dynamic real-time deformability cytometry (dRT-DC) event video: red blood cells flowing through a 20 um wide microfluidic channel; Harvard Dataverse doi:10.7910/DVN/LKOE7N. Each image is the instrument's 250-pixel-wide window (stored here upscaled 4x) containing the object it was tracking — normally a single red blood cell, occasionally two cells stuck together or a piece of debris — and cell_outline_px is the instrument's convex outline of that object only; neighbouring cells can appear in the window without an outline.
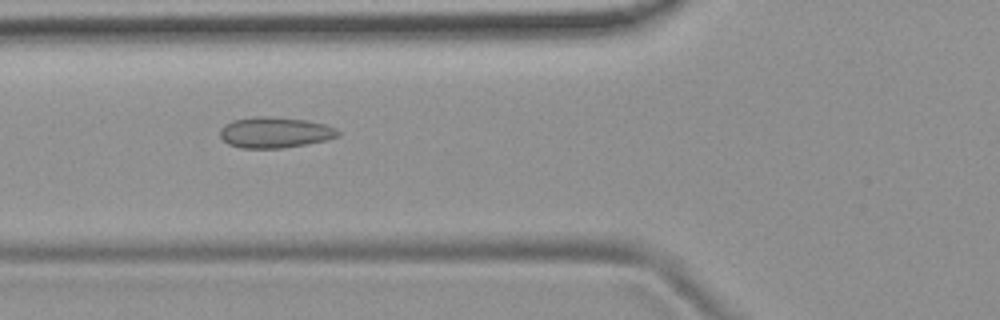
{"species": "common noctule bat (a hibernating species)", "species_latin": "Nyctalus noctula", "temperature_condition": "room temperature", "stored_images_in_passage": 4, "camera_frame_rate_fps": 3000, "um_per_image_px": 0.085, "animal": {"sex": "female", "body_mass_g": 19.9}, "frame": {"image": 1, "passage_image": 2, "time_ms": 1.0, "image_size_px": [1000, 320], "cell_outline_px": [[340, 136], [324, 140], [284, 148], [240, 148], [228, 144], [220, 136], [220, 128], [224, 124], [232, 120], [252, 116], [272, 116], [308, 120], [324, 124], [336, 128], [340, 132]], "centroid_in_image_um": [23.34, 11.24], "position_along_channel_um": 102.5, "area_um2": 21.39}}
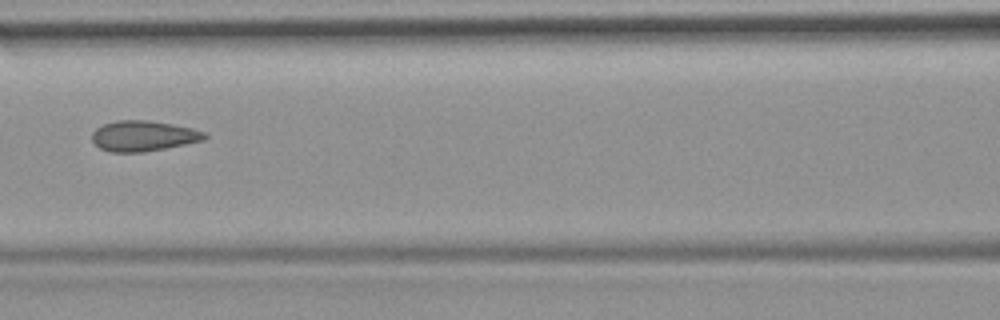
{"frame": {"image": 2, "passage_image": 3, "time_ms": 2.333, "image_size_px": [1000, 320], "cell_outline_px": [[208, 136], [204, 140], [144, 152], [112, 152], [100, 148], [92, 140], [92, 132], [96, 128], [104, 124], [116, 120], [148, 120], [172, 124], [192, 128], [208, 132]], "centroid_in_image_um": [12.2, 11.54], "position_along_channel_um": 154.4, "area_um2": 20.0}}
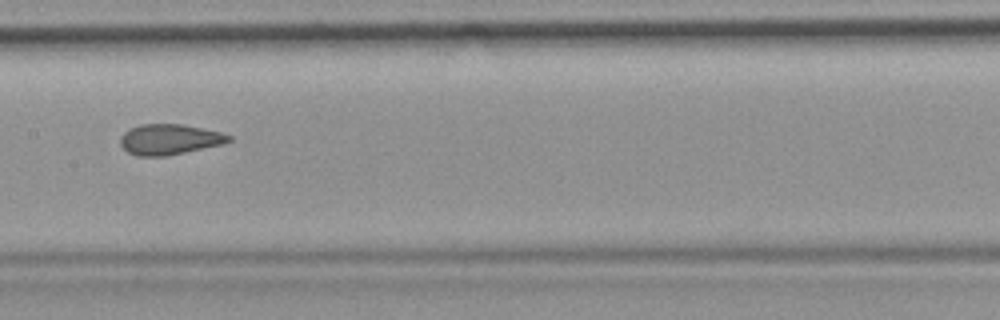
{"frame": {"image": 3, "passage_image": 4, "time_ms": 3.333, "image_size_px": [1000, 320], "cell_outline_px": [[232, 140], [220, 144], [168, 156], [136, 156], [128, 152], [120, 144], [120, 136], [128, 128], [140, 124], [180, 124], [224, 132], [232, 136]], "centroid_in_image_um": [14.38, 11.84], "position_along_channel_um": 193.0, "area_um2": 19.36}}